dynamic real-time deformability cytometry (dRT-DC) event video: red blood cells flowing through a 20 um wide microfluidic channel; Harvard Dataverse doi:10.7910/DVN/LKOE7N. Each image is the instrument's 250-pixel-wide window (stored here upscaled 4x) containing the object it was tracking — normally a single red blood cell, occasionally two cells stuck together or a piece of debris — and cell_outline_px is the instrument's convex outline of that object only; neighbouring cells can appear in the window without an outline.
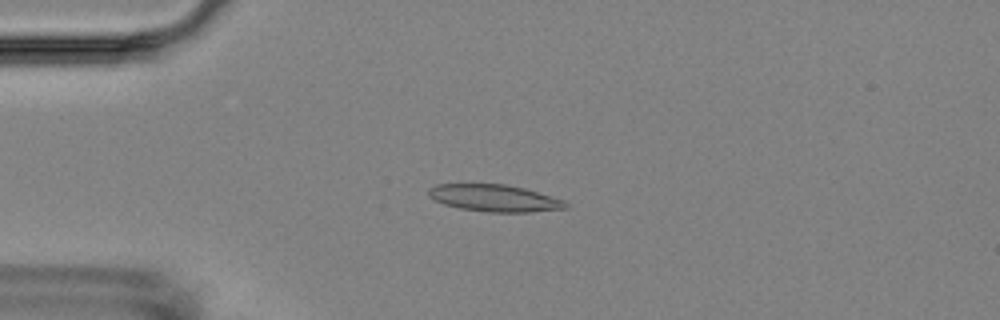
{"species": "Egyptian fruit bat (a non-hibernating species)", "species_latin": "Rousettus aegyptiacus", "temperature_condition": "room temperature", "stored_images_in_passage": 6, "camera_frame_rate_fps": 3000, "um_per_image_px": 0.085, "animal": {"sex": "female"}, "frame": {"image": 1, "passage_image": 3, "time_ms": 2.333, "image_size_px": [1000, 320], "cell_outline_px": [[568, 208], [532, 212], [488, 212], [460, 208], [444, 204], [428, 196], [428, 188], [436, 184], [508, 184], [524, 188], [564, 200], [568, 204]], "centroid_in_image_um": [42.03, 16.83], "position_along_channel_um": 43.0, "area_um2": 21.56}}